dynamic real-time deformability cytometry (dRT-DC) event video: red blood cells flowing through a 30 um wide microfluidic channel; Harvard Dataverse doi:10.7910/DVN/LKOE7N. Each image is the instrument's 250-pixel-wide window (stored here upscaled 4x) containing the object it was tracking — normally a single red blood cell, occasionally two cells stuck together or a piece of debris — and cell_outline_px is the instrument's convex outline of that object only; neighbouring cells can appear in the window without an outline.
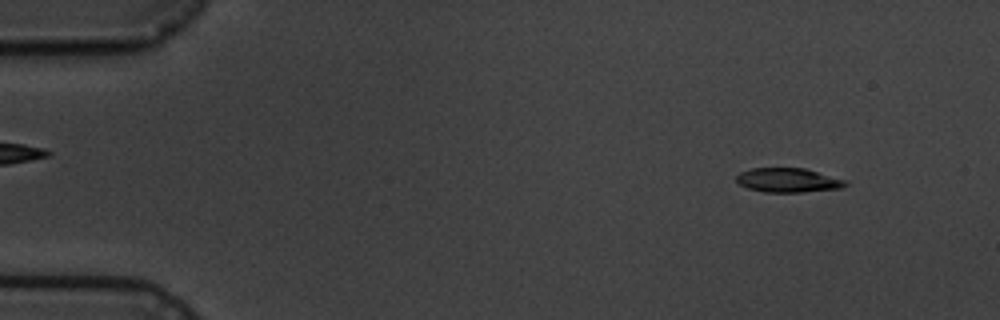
{"species": "common noctule bat (a hibernating species)", "species_latin": "Nyctalus noctula", "temperature_condition": "cold", "stored_images_in_passage": 4, "camera_frame_rate_fps": 3000, "um_per_image_px": 0.085, "animal": {"sex": "male", "body_mass_g": 19.5, "forearm_length_mm": 54.6}, "frame": {"image": 1, "passage_image": 1, "time_ms": 0.0, "image_size_px": [1000, 320], "cell_outline_px": [[848, 184], [840, 188], [804, 192], [764, 192], [748, 188], [740, 184], [736, 180], [736, 176], [740, 172], [752, 168], [804, 168], [848, 180]], "centroid_in_image_um": [67.01, 15.31], "position_along_channel_um": 18.0, "area_um2": 15.43}}
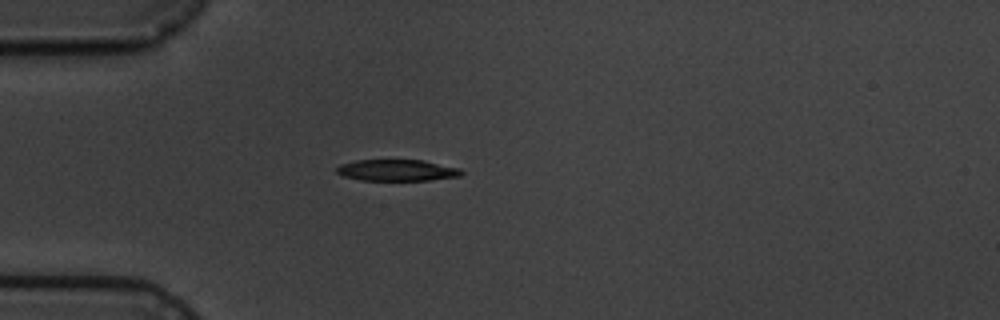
{"frame": {"image": 2, "passage_image": 4, "time_ms": 3.333, "image_size_px": [1000, 320], "cell_outline_px": [[464, 172], [460, 176], [428, 180], [360, 180], [344, 176], [336, 172], [336, 168], [340, 164], [356, 160], [424, 160], [460, 168]], "centroid_in_image_um": [33.75, 14.46], "position_along_channel_um": 51.2, "area_um2": 15.55}}